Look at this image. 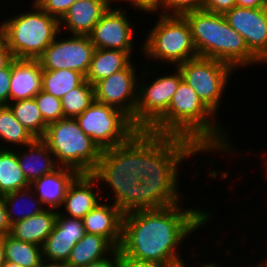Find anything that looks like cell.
I'll return each instance as SVG.
<instances>
[{"label":"cell","mask_w":267,"mask_h":267,"mask_svg":"<svg viewBox=\"0 0 267 267\" xmlns=\"http://www.w3.org/2000/svg\"><path fill=\"white\" fill-rule=\"evenodd\" d=\"M180 204L124 214L119 255L162 267L184 262L176 250L190 234L202 228L212 214L203 209H183Z\"/></svg>","instance_id":"1"},{"label":"cell","mask_w":267,"mask_h":267,"mask_svg":"<svg viewBox=\"0 0 267 267\" xmlns=\"http://www.w3.org/2000/svg\"><path fill=\"white\" fill-rule=\"evenodd\" d=\"M203 151L189 139L137 131V174L141 180L140 210L180 203L178 168L185 159Z\"/></svg>","instance_id":"2"},{"label":"cell","mask_w":267,"mask_h":267,"mask_svg":"<svg viewBox=\"0 0 267 267\" xmlns=\"http://www.w3.org/2000/svg\"><path fill=\"white\" fill-rule=\"evenodd\" d=\"M215 117L196 92L182 80L167 112L148 131L192 140L204 153L211 150L235 151L227 132L223 126H218Z\"/></svg>","instance_id":"3"},{"label":"cell","mask_w":267,"mask_h":267,"mask_svg":"<svg viewBox=\"0 0 267 267\" xmlns=\"http://www.w3.org/2000/svg\"><path fill=\"white\" fill-rule=\"evenodd\" d=\"M188 21L198 56L222 61L234 69L260 61L249 51L244 38L227 22L223 14L204 10L183 15Z\"/></svg>","instance_id":"4"},{"label":"cell","mask_w":267,"mask_h":267,"mask_svg":"<svg viewBox=\"0 0 267 267\" xmlns=\"http://www.w3.org/2000/svg\"><path fill=\"white\" fill-rule=\"evenodd\" d=\"M91 174L112 188V203L124 214L140 210L137 132L127 142L102 150L98 166Z\"/></svg>","instance_id":"5"},{"label":"cell","mask_w":267,"mask_h":267,"mask_svg":"<svg viewBox=\"0 0 267 267\" xmlns=\"http://www.w3.org/2000/svg\"><path fill=\"white\" fill-rule=\"evenodd\" d=\"M31 11L4 19V42L16 59H38L55 40L59 19L32 4Z\"/></svg>","instance_id":"6"},{"label":"cell","mask_w":267,"mask_h":267,"mask_svg":"<svg viewBox=\"0 0 267 267\" xmlns=\"http://www.w3.org/2000/svg\"><path fill=\"white\" fill-rule=\"evenodd\" d=\"M42 140L59 166L79 173H92L98 166L102 150L86 135L75 118H63L47 125Z\"/></svg>","instance_id":"7"},{"label":"cell","mask_w":267,"mask_h":267,"mask_svg":"<svg viewBox=\"0 0 267 267\" xmlns=\"http://www.w3.org/2000/svg\"><path fill=\"white\" fill-rule=\"evenodd\" d=\"M158 18L141 47L148 59L177 66L198 57L190 25L184 16L159 14Z\"/></svg>","instance_id":"8"},{"label":"cell","mask_w":267,"mask_h":267,"mask_svg":"<svg viewBox=\"0 0 267 267\" xmlns=\"http://www.w3.org/2000/svg\"><path fill=\"white\" fill-rule=\"evenodd\" d=\"M75 120L101 150L127 142L138 131L124 112L96 100Z\"/></svg>","instance_id":"9"},{"label":"cell","mask_w":267,"mask_h":267,"mask_svg":"<svg viewBox=\"0 0 267 267\" xmlns=\"http://www.w3.org/2000/svg\"><path fill=\"white\" fill-rule=\"evenodd\" d=\"M176 67L181 72L183 81L196 92L202 102L215 115L219 113V104L222 102L228 78L235 69L222 61L200 56Z\"/></svg>","instance_id":"10"},{"label":"cell","mask_w":267,"mask_h":267,"mask_svg":"<svg viewBox=\"0 0 267 267\" xmlns=\"http://www.w3.org/2000/svg\"><path fill=\"white\" fill-rule=\"evenodd\" d=\"M182 80L181 72L176 67L173 74L156 76L148 86L138 84L135 109V127L138 130H149L167 112Z\"/></svg>","instance_id":"11"},{"label":"cell","mask_w":267,"mask_h":267,"mask_svg":"<svg viewBox=\"0 0 267 267\" xmlns=\"http://www.w3.org/2000/svg\"><path fill=\"white\" fill-rule=\"evenodd\" d=\"M95 49L86 35H71L66 40L55 38L38 60L43 70L70 69L85 77Z\"/></svg>","instance_id":"12"},{"label":"cell","mask_w":267,"mask_h":267,"mask_svg":"<svg viewBox=\"0 0 267 267\" xmlns=\"http://www.w3.org/2000/svg\"><path fill=\"white\" fill-rule=\"evenodd\" d=\"M130 63L125 69L113 73L94 85L95 100L124 112L135 126V109L138 100V76Z\"/></svg>","instance_id":"13"},{"label":"cell","mask_w":267,"mask_h":267,"mask_svg":"<svg viewBox=\"0 0 267 267\" xmlns=\"http://www.w3.org/2000/svg\"><path fill=\"white\" fill-rule=\"evenodd\" d=\"M228 24L245 40L249 51L267 64V7H233L224 14Z\"/></svg>","instance_id":"14"},{"label":"cell","mask_w":267,"mask_h":267,"mask_svg":"<svg viewBox=\"0 0 267 267\" xmlns=\"http://www.w3.org/2000/svg\"><path fill=\"white\" fill-rule=\"evenodd\" d=\"M129 19L124 9H112L110 5L88 35L91 43L98 49H117L131 56L135 43L133 26Z\"/></svg>","instance_id":"15"},{"label":"cell","mask_w":267,"mask_h":267,"mask_svg":"<svg viewBox=\"0 0 267 267\" xmlns=\"http://www.w3.org/2000/svg\"><path fill=\"white\" fill-rule=\"evenodd\" d=\"M85 233L82 219L69 218L58 212L53 230L42 245L43 262L65 264Z\"/></svg>","instance_id":"16"},{"label":"cell","mask_w":267,"mask_h":267,"mask_svg":"<svg viewBox=\"0 0 267 267\" xmlns=\"http://www.w3.org/2000/svg\"><path fill=\"white\" fill-rule=\"evenodd\" d=\"M100 182L91 173H80L66 192L62 205L65 206L66 213H59L69 218L82 219L103 199V196L99 194L101 191L95 192L93 189Z\"/></svg>","instance_id":"17"},{"label":"cell","mask_w":267,"mask_h":267,"mask_svg":"<svg viewBox=\"0 0 267 267\" xmlns=\"http://www.w3.org/2000/svg\"><path fill=\"white\" fill-rule=\"evenodd\" d=\"M122 210L112 204H104L101 200L83 218L85 232L107 238L117 249L122 242L123 229Z\"/></svg>","instance_id":"18"},{"label":"cell","mask_w":267,"mask_h":267,"mask_svg":"<svg viewBox=\"0 0 267 267\" xmlns=\"http://www.w3.org/2000/svg\"><path fill=\"white\" fill-rule=\"evenodd\" d=\"M80 173L70 167L59 166L53 172L34 180L30 187L46 209L56 211L62 207L68 187ZM45 205L47 207H45Z\"/></svg>","instance_id":"19"},{"label":"cell","mask_w":267,"mask_h":267,"mask_svg":"<svg viewBox=\"0 0 267 267\" xmlns=\"http://www.w3.org/2000/svg\"><path fill=\"white\" fill-rule=\"evenodd\" d=\"M112 3L113 0H77L59 20L60 29L64 25L69 35L88 36Z\"/></svg>","instance_id":"20"},{"label":"cell","mask_w":267,"mask_h":267,"mask_svg":"<svg viewBox=\"0 0 267 267\" xmlns=\"http://www.w3.org/2000/svg\"><path fill=\"white\" fill-rule=\"evenodd\" d=\"M42 67L38 59H14L10 85L11 101L34 98L42 88Z\"/></svg>","instance_id":"21"},{"label":"cell","mask_w":267,"mask_h":267,"mask_svg":"<svg viewBox=\"0 0 267 267\" xmlns=\"http://www.w3.org/2000/svg\"><path fill=\"white\" fill-rule=\"evenodd\" d=\"M27 147L28 150L26 149L25 153H17V159L20 169L30 184L59 167L53 153L42 139H35Z\"/></svg>","instance_id":"22"},{"label":"cell","mask_w":267,"mask_h":267,"mask_svg":"<svg viewBox=\"0 0 267 267\" xmlns=\"http://www.w3.org/2000/svg\"><path fill=\"white\" fill-rule=\"evenodd\" d=\"M57 214L56 210L45 209L41 213L22 219L11 225L10 235L42 247L53 230Z\"/></svg>","instance_id":"23"},{"label":"cell","mask_w":267,"mask_h":267,"mask_svg":"<svg viewBox=\"0 0 267 267\" xmlns=\"http://www.w3.org/2000/svg\"><path fill=\"white\" fill-rule=\"evenodd\" d=\"M116 249L107 238L85 233L73 247L65 264L68 267H83L110 256Z\"/></svg>","instance_id":"24"},{"label":"cell","mask_w":267,"mask_h":267,"mask_svg":"<svg viewBox=\"0 0 267 267\" xmlns=\"http://www.w3.org/2000/svg\"><path fill=\"white\" fill-rule=\"evenodd\" d=\"M131 62L127 52L96 48L85 79L94 86L100 80L125 69Z\"/></svg>","instance_id":"25"},{"label":"cell","mask_w":267,"mask_h":267,"mask_svg":"<svg viewBox=\"0 0 267 267\" xmlns=\"http://www.w3.org/2000/svg\"><path fill=\"white\" fill-rule=\"evenodd\" d=\"M15 149H0V195L30 187L20 169Z\"/></svg>","instance_id":"26"},{"label":"cell","mask_w":267,"mask_h":267,"mask_svg":"<svg viewBox=\"0 0 267 267\" xmlns=\"http://www.w3.org/2000/svg\"><path fill=\"white\" fill-rule=\"evenodd\" d=\"M17 121L35 138L42 139L47 129L41 112L38 109L35 98L18 100L9 103Z\"/></svg>","instance_id":"27"},{"label":"cell","mask_w":267,"mask_h":267,"mask_svg":"<svg viewBox=\"0 0 267 267\" xmlns=\"http://www.w3.org/2000/svg\"><path fill=\"white\" fill-rule=\"evenodd\" d=\"M6 260L22 267H39L43 263L42 247L15 239L10 234L4 236Z\"/></svg>","instance_id":"28"},{"label":"cell","mask_w":267,"mask_h":267,"mask_svg":"<svg viewBox=\"0 0 267 267\" xmlns=\"http://www.w3.org/2000/svg\"><path fill=\"white\" fill-rule=\"evenodd\" d=\"M84 80L85 77L75 70H43L41 90L62 99L65 94L78 87Z\"/></svg>","instance_id":"29"},{"label":"cell","mask_w":267,"mask_h":267,"mask_svg":"<svg viewBox=\"0 0 267 267\" xmlns=\"http://www.w3.org/2000/svg\"><path fill=\"white\" fill-rule=\"evenodd\" d=\"M0 142L11 143L12 145L27 146L35 138L15 118L8 105H0ZM15 143V144H14ZM0 149H10L2 147Z\"/></svg>","instance_id":"30"},{"label":"cell","mask_w":267,"mask_h":267,"mask_svg":"<svg viewBox=\"0 0 267 267\" xmlns=\"http://www.w3.org/2000/svg\"><path fill=\"white\" fill-rule=\"evenodd\" d=\"M33 192H34L33 189L31 187H28L25 189H20V190H17L15 192H10V193L2 195V197L4 199L6 211L8 214V219H9V222L11 225L18 222V221H21L22 219H26V218H29L33 215L41 213L43 210H45V208L42 206L41 201L38 198H35L36 196H35V193L33 194ZM32 194H33V196H32ZM27 198H29L30 200H28ZM25 199H26V201L27 200L32 201V203L29 202L32 204V205L30 204L31 209L28 210L27 209L28 207L25 206L28 211L25 210V208H23V210H25V211H22L23 213H20L21 211L18 213L17 210H15L18 208L17 203L20 200L25 201ZM21 201H20V203H21ZM25 203H24V205H25ZM30 205L28 204V206H30ZM21 206H23V205H21Z\"/></svg>","instance_id":"31"},{"label":"cell","mask_w":267,"mask_h":267,"mask_svg":"<svg viewBox=\"0 0 267 267\" xmlns=\"http://www.w3.org/2000/svg\"><path fill=\"white\" fill-rule=\"evenodd\" d=\"M94 100V86L85 79L78 87L62 97L64 118H75L81 115Z\"/></svg>","instance_id":"32"},{"label":"cell","mask_w":267,"mask_h":267,"mask_svg":"<svg viewBox=\"0 0 267 267\" xmlns=\"http://www.w3.org/2000/svg\"><path fill=\"white\" fill-rule=\"evenodd\" d=\"M36 104L47 124L64 118L61 99L41 90L35 97Z\"/></svg>","instance_id":"33"},{"label":"cell","mask_w":267,"mask_h":267,"mask_svg":"<svg viewBox=\"0 0 267 267\" xmlns=\"http://www.w3.org/2000/svg\"><path fill=\"white\" fill-rule=\"evenodd\" d=\"M160 9L162 12L159 14L162 15L183 16L191 11L203 10V0H161Z\"/></svg>","instance_id":"34"},{"label":"cell","mask_w":267,"mask_h":267,"mask_svg":"<svg viewBox=\"0 0 267 267\" xmlns=\"http://www.w3.org/2000/svg\"><path fill=\"white\" fill-rule=\"evenodd\" d=\"M76 1L77 0H34L33 4L60 20L69 7Z\"/></svg>","instance_id":"35"},{"label":"cell","mask_w":267,"mask_h":267,"mask_svg":"<svg viewBox=\"0 0 267 267\" xmlns=\"http://www.w3.org/2000/svg\"><path fill=\"white\" fill-rule=\"evenodd\" d=\"M11 75L12 62L6 68L0 70V105L10 103Z\"/></svg>","instance_id":"36"},{"label":"cell","mask_w":267,"mask_h":267,"mask_svg":"<svg viewBox=\"0 0 267 267\" xmlns=\"http://www.w3.org/2000/svg\"><path fill=\"white\" fill-rule=\"evenodd\" d=\"M236 6V0H203V10L216 14H225Z\"/></svg>","instance_id":"37"},{"label":"cell","mask_w":267,"mask_h":267,"mask_svg":"<svg viewBox=\"0 0 267 267\" xmlns=\"http://www.w3.org/2000/svg\"><path fill=\"white\" fill-rule=\"evenodd\" d=\"M115 1H118V0H115ZM120 1H123V0H119ZM126 2H129L128 4L132 7H136L137 9L139 10H142V11H147L148 13L149 12H158V9H159V12H161L160 10V6H161V0H124ZM114 2V0H113Z\"/></svg>","instance_id":"38"},{"label":"cell","mask_w":267,"mask_h":267,"mask_svg":"<svg viewBox=\"0 0 267 267\" xmlns=\"http://www.w3.org/2000/svg\"><path fill=\"white\" fill-rule=\"evenodd\" d=\"M119 267H162V266L154 262L139 260L133 257H129L127 255H120Z\"/></svg>","instance_id":"39"},{"label":"cell","mask_w":267,"mask_h":267,"mask_svg":"<svg viewBox=\"0 0 267 267\" xmlns=\"http://www.w3.org/2000/svg\"><path fill=\"white\" fill-rule=\"evenodd\" d=\"M119 261H120L119 249H116L111 254V256L93 263H89L88 265H85L83 267H119Z\"/></svg>","instance_id":"40"},{"label":"cell","mask_w":267,"mask_h":267,"mask_svg":"<svg viewBox=\"0 0 267 267\" xmlns=\"http://www.w3.org/2000/svg\"><path fill=\"white\" fill-rule=\"evenodd\" d=\"M11 224L8 219V214L4 204V199L0 195V236H5L10 234Z\"/></svg>","instance_id":"41"},{"label":"cell","mask_w":267,"mask_h":267,"mask_svg":"<svg viewBox=\"0 0 267 267\" xmlns=\"http://www.w3.org/2000/svg\"><path fill=\"white\" fill-rule=\"evenodd\" d=\"M14 56L5 42L0 45V70L6 68L13 60Z\"/></svg>","instance_id":"42"},{"label":"cell","mask_w":267,"mask_h":267,"mask_svg":"<svg viewBox=\"0 0 267 267\" xmlns=\"http://www.w3.org/2000/svg\"><path fill=\"white\" fill-rule=\"evenodd\" d=\"M236 6L241 8H266L267 0H236Z\"/></svg>","instance_id":"43"},{"label":"cell","mask_w":267,"mask_h":267,"mask_svg":"<svg viewBox=\"0 0 267 267\" xmlns=\"http://www.w3.org/2000/svg\"><path fill=\"white\" fill-rule=\"evenodd\" d=\"M6 262L5 248H4V236H0V267Z\"/></svg>","instance_id":"44"},{"label":"cell","mask_w":267,"mask_h":267,"mask_svg":"<svg viewBox=\"0 0 267 267\" xmlns=\"http://www.w3.org/2000/svg\"><path fill=\"white\" fill-rule=\"evenodd\" d=\"M39 267H68L66 264L43 262Z\"/></svg>","instance_id":"45"},{"label":"cell","mask_w":267,"mask_h":267,"mask_svg":"<svg viewBox=\"0 0 267 267\" xmlns=\"http://www.w3.org/2000/svg\"><path fill=\"white\" fill-rule=\"evenodd\" d=\"M4 42V26L0 23V45Z\"/></svg>","instance_id":"46"},{"label":"cell","mask_w":267,"mask_h":267,"mask_svg":"<svg viewBox=\"0 0 267 267\" xmlns=\"http://www.w3.org/2000/svg\"><path fill=\"white\" fill-rule=\"evenodd\" d=\"M2 267H22V266L6 260V262L4 263V265Z\"/></svg>","instance_id":"47"},{"label":"cell","mask_w":267,"mask_h":267,"mask_svg":"<svg viewBox=\"0 0 267 267\" xmlns=\"http://www.w3.org/2000/svg\"><path fill=\"white\" fill-rule=\"evenodd\" d=\"M206 266L207 267H221L220 265H218V263L216 265L214 262H208V263H206ZM249 267H253V266H249ZM254 267H256V266H254Z\"/></svg>","instance_id":"48"},{"label":"cell","mask_w":267,"mask_h":267,"mask_svg":"<svg viewBox=\"0 0 267 267\" xmlns=\"http://www.w3.org/2000/svg\"><path fill=\"white\" fill-rule=\"evenodd\" d=\"M264 261V262H263ZM261 263L257 264L256 267H267V260H263Z\"/></svg>","instance_id":"49"},{"label":"cell","mask_w":267,"mask_h":267,"mask_svg":"<svg viewBox=\"0 0 267 267\" xmlns=\"http://www.w3.org/2000/svg\"><path fill=\"white\" fill-rule=\"evenodd\" d=\"M170 267H186L185 262H182L180 264L174 265V266H170Z\"/></svg>","instance_id":"50"}]
</instances>
